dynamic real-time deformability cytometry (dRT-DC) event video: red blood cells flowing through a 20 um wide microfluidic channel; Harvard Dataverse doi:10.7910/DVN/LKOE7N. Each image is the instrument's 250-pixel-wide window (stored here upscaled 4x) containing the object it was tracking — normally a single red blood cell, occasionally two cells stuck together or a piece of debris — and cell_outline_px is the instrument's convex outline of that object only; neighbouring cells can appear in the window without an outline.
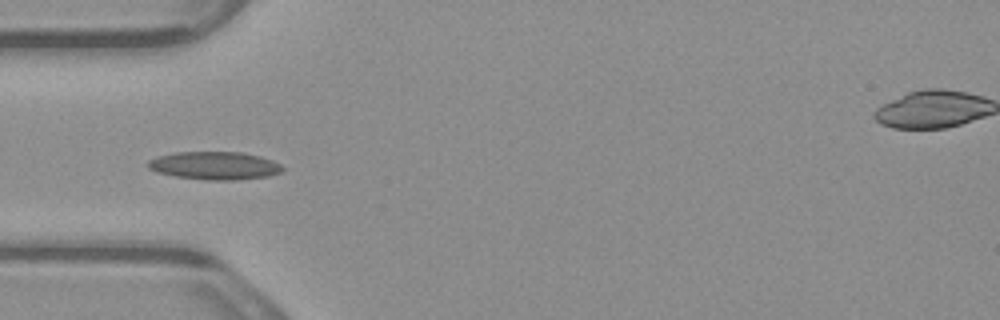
{"species": "common noctule bat (a hibernating species)", "species_latin": "Nyctalus noctula", "temperature_condition": "warm", "stored_images_in_passage": 6, "camera_frame_rate_fps": 3000, "um_per_image_px": 0.085, "animal": {"sex": "male", "body_mass_g": 23.1, "forearm_length_mm": 52.7}, "frame": {"image": 1, "passage_image": 3, "time_ms": 0.667, "image_size_px": [1000, 320], "cell_outline_px": [[284, 168], [280, 172], [268, 176], [236, 180], [204, 180], [176, 176], [156, 172], [148, 168], [148, 160], [156, 156], [176, 152], [240, 152], [260, 156], [272, 160], [280, 164]], "centroid_in_image_um": [18.22, 14.07], "position_along_channel_um": 66.8, "area_um2": 21.96}}
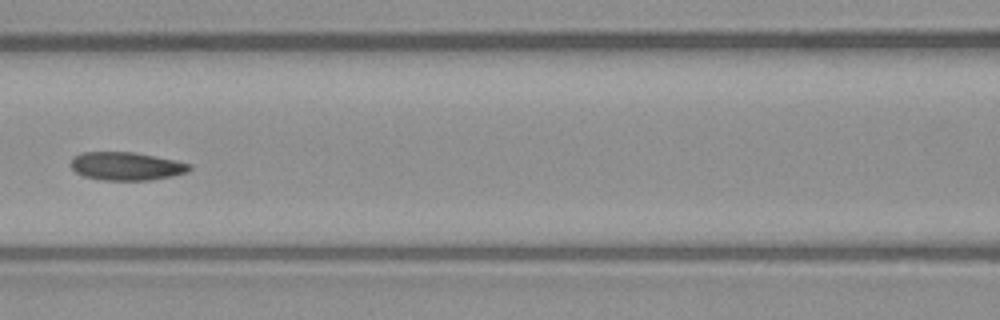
{"frame": {"image": 2, "passage_image": 5, "time_ms": 1.333, "image_size_px": [1000, 320], "cell_outline_px": [[192, 168], [188, 172], [172, 176], [152, 180], [104, 180], [84, 176], [76, 172], [72, 168], [72, 160], [80, 152], [136, 152], [176, 160], [192, 164]], "centroid_in_image_um": [10.8, 14.12], "position_along_channel_um": 155.8, "area_um2": 19.54}}
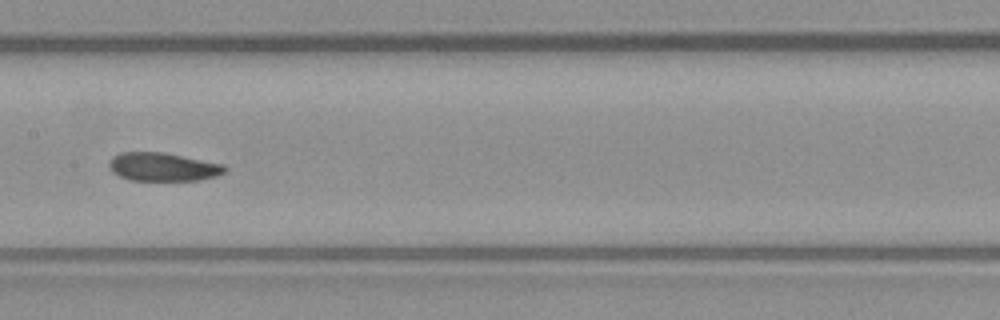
{"frame": {"image": 3, "passage_image": 6, "time_ms": 1.667, "image_size_px": [1000, 320], "cell_outline_px": [[228, 168], [224, 172], [216, 176], [200, 180], [128, 180], [112, 172], [108, 164], [112, 156], [120, 152], [164, 152], [224, 164]], "centroid_in_image_um": [13.84, 14.18], "position_along_channel_um": 193.6, "area_um2": 19.25}}